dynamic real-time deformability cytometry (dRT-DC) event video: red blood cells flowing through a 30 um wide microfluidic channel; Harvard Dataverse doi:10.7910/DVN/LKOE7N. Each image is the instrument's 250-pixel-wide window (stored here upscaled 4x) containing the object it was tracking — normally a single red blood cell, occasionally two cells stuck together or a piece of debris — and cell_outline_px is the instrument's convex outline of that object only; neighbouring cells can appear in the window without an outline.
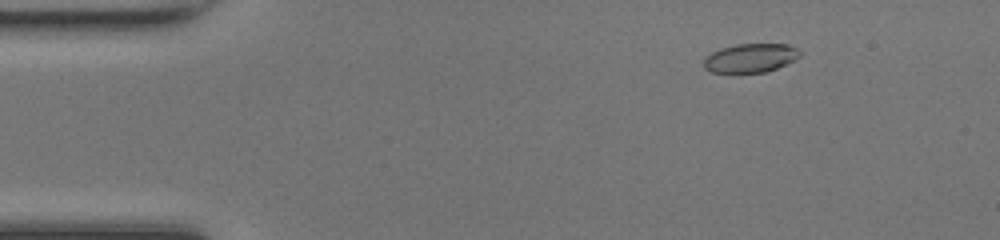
{"species": "common noctule bat (a hibernating species)", "species_latin": "Nyctalus noctula", "temperature_condition": "room temperature", "stored_images_in_passage": 49, "camera_frame_rate_fps": 3000, "um_per_image_px": 0.085, "animal": {"sex": "female", "body_mass_g": 17.0, "forearm_length_mm": 48.0}, "frame": {"image": 1, "passage_image": 7, "time_ms": 2.0, "image_size_px": [1000, 240], "cell_outline_px": [[800, 56], [776, 68], [764, 72], [712, 72], [704, 68], [704, 60], [712, 52], [720, 48], [736, 44], [788, 44], [796, 48], [800, 52]], "centroid_in_image_um": [63.77, 4.92], "position_along_channel_um": 21.2, "area_um2": 15.84}}
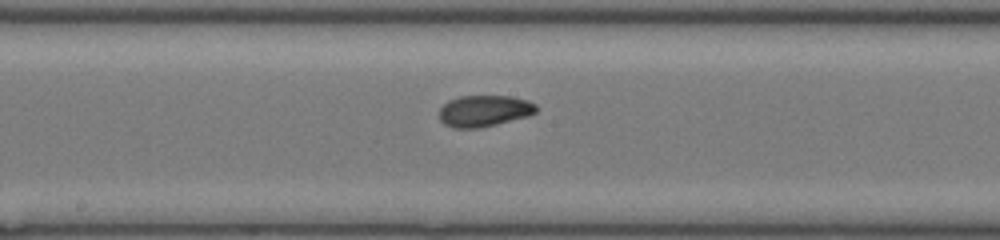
{"frame": {"image": 2, "passage_image": 26, "time_ms": 8.333, "image_size_px": [1000, 240], "cell_outline_px": [[536, 112], [528, 116], [496, 124], [476, 128], [452, 128], [444, 124], [440, 120], [440, 108], [448, 100], [460, 96], [512, 96], [528, 100], [536, 104]], "centroid_in_image_um": [41.15, 9.42], "position_along_channel_um": 207.1, "area_um2": 17.74}}
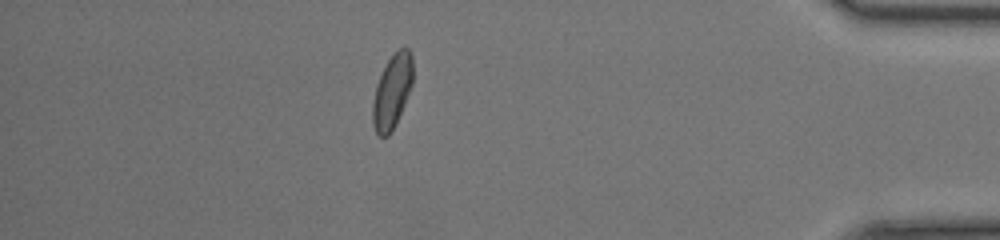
{"frame": {"image": 3, "passage_image": 43, "time_ms": 14.0, "image_size_px": [1000, 240], "cell_outline_px": [[412, 84], [396, 124], [388, 136], [380, 136], [376, 132], [372, 124], [372, 104], [376, 88], [380, 76], [388, 60], [400, 48], [408, 48], [412, 52]], "centroid_in_image_um": [33.33, 7.79], "position_along_channel_um": 401.9, "area_um2": 16.99}, "authors_computed_cell_mechanics": {"area_um2": 17.34, "velocity_mm_per_s": 4.2713, "shape_relaxation_time_tau1_ms": 4.9739, "shape_relaxation_time_tau2_ms": 1.6961, "deformation_change_tau1": 0.1497, "deformation_change_tau2": 0.0558}}